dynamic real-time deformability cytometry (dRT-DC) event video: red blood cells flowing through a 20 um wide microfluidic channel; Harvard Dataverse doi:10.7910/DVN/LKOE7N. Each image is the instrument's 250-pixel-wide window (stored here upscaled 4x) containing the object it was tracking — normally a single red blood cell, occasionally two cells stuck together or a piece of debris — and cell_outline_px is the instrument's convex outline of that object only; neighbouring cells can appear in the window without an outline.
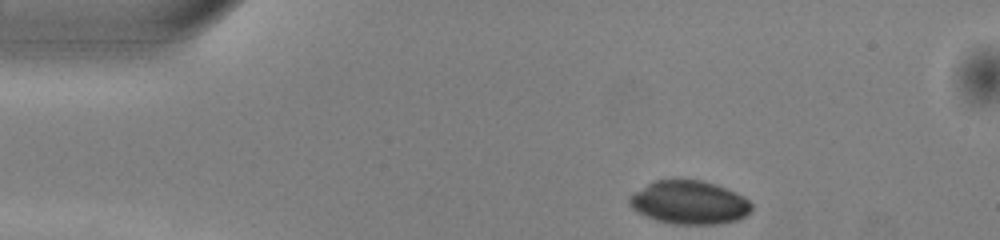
{"species": "common noctule bat (a hibernating species)", "species_latin": "Nyctalus noctula", "temperature_condition": "warm", "stored_images_in_passage": 43, "camera_frame_rate_fps": 3000, "um_per_image_px": 0.085, "animal": {"sex": "male", "body_mass_g": 13.0, "forearm_length_mm": 53.1}, "frame": {"image": 1, "passage_image": 1, "time_ms": 0.0, "image_size_px": [1000, 240], "cell_outline_px": [[752, 212], [736, 220], [720, 224], [672, 224], [656, 220], [636, 212], [628, 204], [628, 196], [648, 184], [656, 180], [700, 180], [716, 184], [736, 192], [744, 196], [752, 204]], "centroid_in_image_um": [58.59, 17.22], "position_along_channel_um": 26.4, "area_um2": 31.04}}
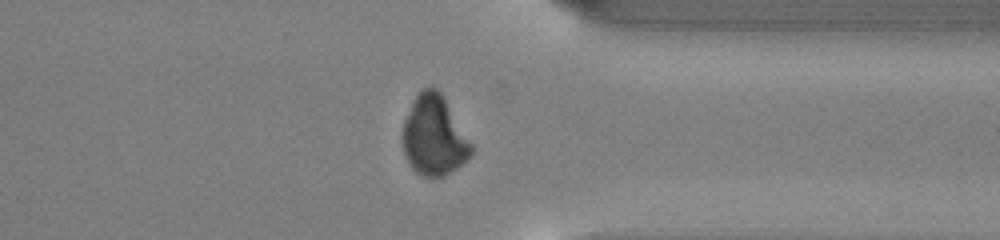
{"frame": {"image": 2, "passage_image": 32, "time_ms": 10.333, "image_size_px": [1000, 240], "cell_outline_px": [[472, 156], [468, 160], [444, 176], [420, 176], [408, 164], [404, 156], [400, 140], [400, 132], [404, 120], [416, 96], [424, 88], [436, 88], [444, 96], [472, 144]], "centroid_in_image_um": [36.86, 11.57], "position_along_channel_um": 374.5, "area_um2": 32.31}}
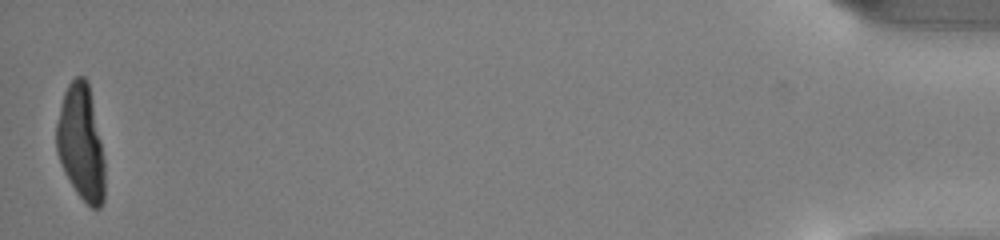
{"frame": {"image": 3, "passage_image": 43, "time_ms": 14.0, "image_size_px": [1000, 240], "cell_outline_px": [[104, 200], [100, 208], [92, 208], [76, 192], [64, 172], [56, 152], [56, 124], [64, 92], [68, 84], [76, 76], [84, 76], [88, 80], [104, 160]], "centroid_in_image_um": [6.87, 12.14], "position_along_channel_um": 428.3, "area_um2": 32.25}}